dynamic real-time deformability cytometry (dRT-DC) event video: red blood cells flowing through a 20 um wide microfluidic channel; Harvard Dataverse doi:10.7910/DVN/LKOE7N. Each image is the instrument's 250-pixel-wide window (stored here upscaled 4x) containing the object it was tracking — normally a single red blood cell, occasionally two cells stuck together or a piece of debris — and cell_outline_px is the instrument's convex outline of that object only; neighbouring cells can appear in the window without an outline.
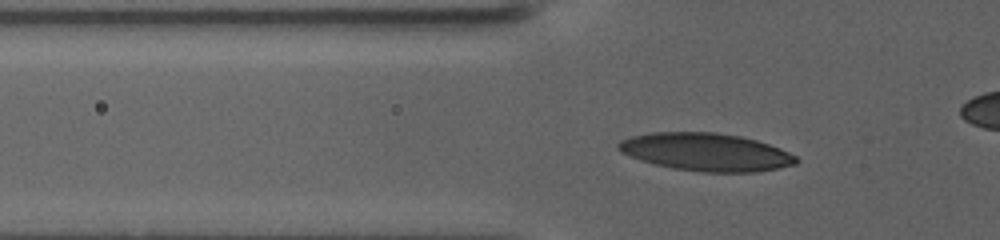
{"species": "human", "species_latin": "Homo sapiens", "temperature_condition": "warm", "stored_images_in_passage": 60, "camera_frame_rate_fps": 3000, "um_per_image_px": 0.085, "donor": {"sex": "female"}, "frame": {"image": 1, "passage_image": 20, "time_ms": 6.333, "image_size_px": [1000, 240], "cell_outline_px": [[800, 160], [796, 164], [780, 168], [756, 172], [700, 172], [672, 168], [640, 160], [620, 152], [616, 148], [616, 144], [620, 140], [632, 136], [652, 132], [716, 132], [740, 136], [756, 140], [780, 148], [796, 156]], "centroid_in_image_um": [60.0, 12.92], "position_along_channel_um": 65.8, "area_um2": 39.36}}
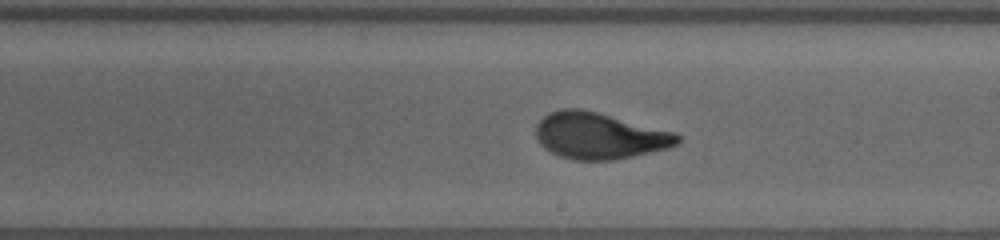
{"frame": {"image": 2, "passage_image": 37, "time_ms": 12.667, "image_size_px": [1000, 240], "cell_outline_px": [[680, 140], [676, 144], [668, 148], [632, 156], [612, 160], [572, 160], [560, 156], [544, 148], [540, 144], [536, 136], [536, 124], [548, 112], [560, 108], [580, 108], [596, 112], [672, 132], [680, 136]], "centroid_in_image_um": [50.87, 11.54], "position_along_channel_um": 238.1, "area_um2": 37.86}}
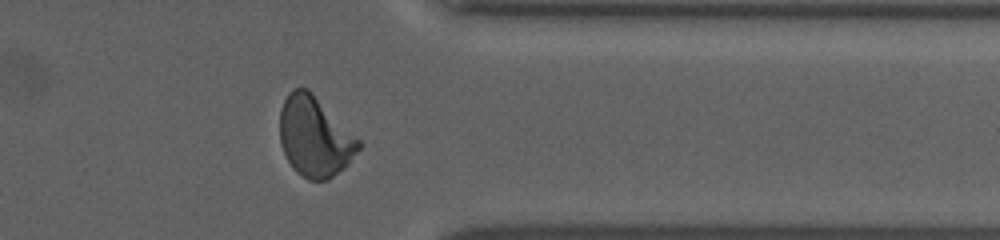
{"frame": {"image": 3, "passage_image": 54, "time_ms": 18.0, "image_size_px": [1000, 240], "cell_outline_px": [[360, 148], [348, 164], [344, 168], [328, 180], [308, 180], [296, 172], [292, 168], [280, 144], [280, 108], [288, 92], [292, 88], [308, 88], [360, 140]], "centroid_in_image_um": [26.73, 11.62], "position_along_channel_um": 384.7, "area_um2": 36.76}}